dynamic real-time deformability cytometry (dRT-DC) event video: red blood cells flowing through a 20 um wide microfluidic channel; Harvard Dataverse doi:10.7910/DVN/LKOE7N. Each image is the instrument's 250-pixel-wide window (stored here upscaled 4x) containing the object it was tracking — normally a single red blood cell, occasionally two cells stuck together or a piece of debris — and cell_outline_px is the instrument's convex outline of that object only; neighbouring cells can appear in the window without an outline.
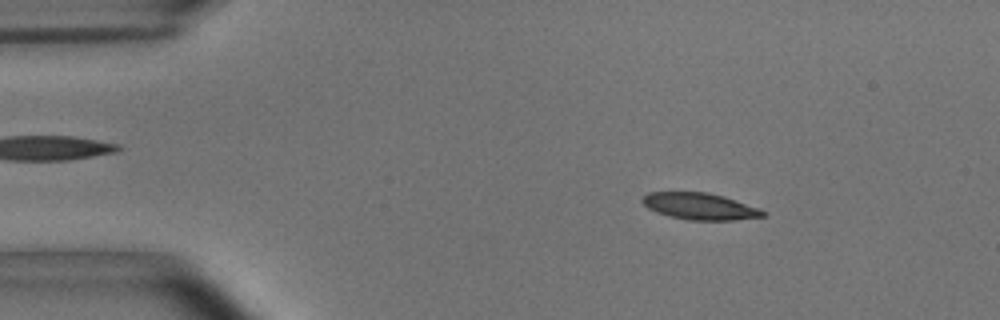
{"species": "common noctule bat (a hibernating species)", "species_latin": "Nyctalus noctula", "temperature_condition": "room temperature", "stored_images_in_passage": 53, "camera_frame_rate_fps": 3000, "um_per_image_px": 0.085, "animal": {"sex": "male", "body_mass_g": 15.6}, "frame": {"image": 1, "passage_image": 7, "time_ms": 2.0, "image_size_px": [1000, 320], "cell_outline_px": [[768, 212], [764, 216], [732, 220], [688, 220], [668, 216], [656, 212], [648, 208], [640, 200], [648, 192], [708, 192], [724, 196], [760, 208]], "centroid_in_image_um": [59.49, 17.53], "position_along_channel_um": 25.5, "area_um2": 18.84}}
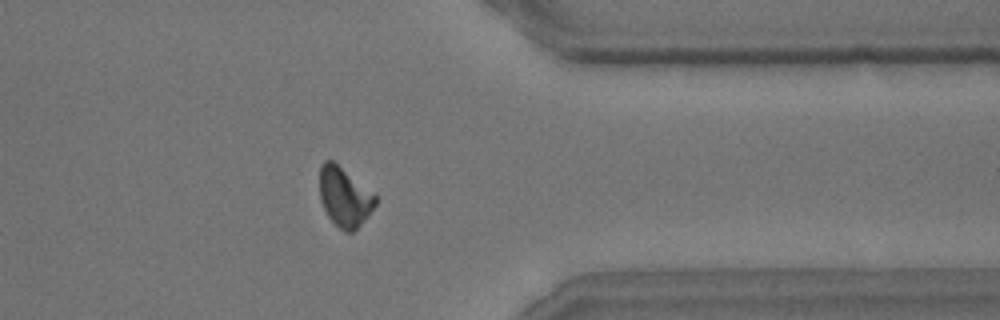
{"frame": {"image": 2, "passage_image": 42, "time_ms": 13.667, "image_size_px": [1000, 320], "cell_outline_px": [[376, 204], [368, 216], [352, 232], [344, 232], [328, 216], [320, 200], [320, 168], [324, 160], [332, 160], [376, 196]], "centroid_in_image_um": [29.26, 16.75], "position_along_channel_um": 382.1, "area_um2": 18.79}}
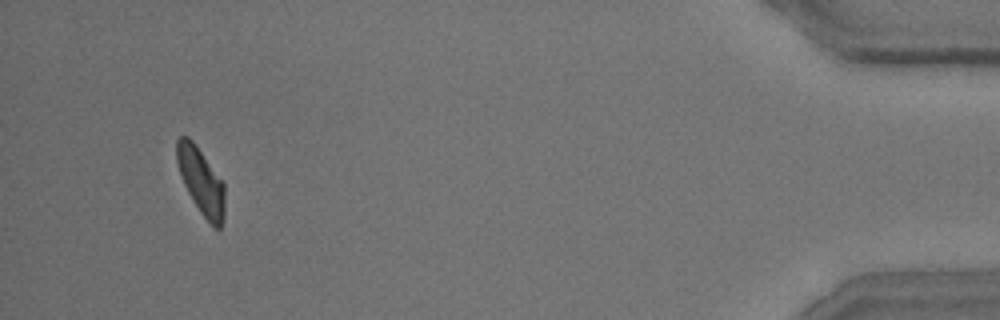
{"frame": {"image": 3, "passage_image": 50, "time_ms": 16.333, "image_size_px": [1000, 320], "cell_outline_px": [[224, 220], [220, 228], [216, 228], [200, 212], [192, 200], [184, 184], [176, 160], [176, 140], [180, 136], [188, 136], [192, 140], [224, 184]], "centroid_in_image_um": [17.07, 15.39], "position_along_channel_um": 418.1, "area_um2": 18.15}, "authors_computed_cell_mechanics": {"area_um2": 19.4786, "velocity_mm_per_s": 3.6817, "shape_relaxation_time_tau1_ms": 4.0666, "shape_relaxation_time_tau2_ms": 2.7104, "deformation_change_tau1": 0.1401, "deformation_change_tau2": 0.0891}}